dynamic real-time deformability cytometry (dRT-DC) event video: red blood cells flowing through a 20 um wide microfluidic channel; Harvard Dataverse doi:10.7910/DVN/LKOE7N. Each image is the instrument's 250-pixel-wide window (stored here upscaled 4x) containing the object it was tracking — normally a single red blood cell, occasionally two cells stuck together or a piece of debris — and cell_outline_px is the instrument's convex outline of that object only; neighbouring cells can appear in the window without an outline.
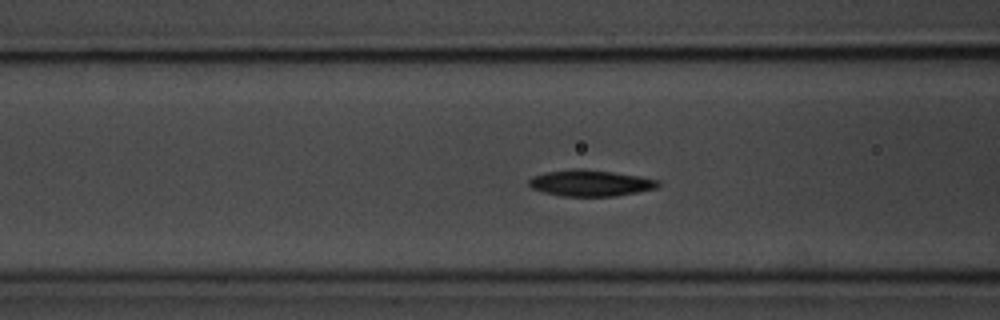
{"species": "common noctule bat (a hibernating species)", "species_latin": "Nyctalus noctula", "temperature_condition": "room temperature", "stored_images_in_passage": 51, "camera_frame_rate_fps": 3000, "um_per_image_px": 0.085, "animal": {"sex": "male", "body_mass_g": 20.1, "forearm_length_mm": 53.5}, "frame": {"image": 1, "passage_image": 21, "time_ms": 6.667, "image_size_px": [1000, 320], "cell_outline_px": [[660, 184], [656, 188], [616, 196], [560, 196], [544, 192], [532, 188], [528, 184], [528, 180], [532, 176], [544, 172], [572, 168], [584, 168], [640, 176], [660, 180]], "centroid_in_image_um": [50.16, 15.55], "position_along_channel_um": 116.4, "area_um2": 19.94}}
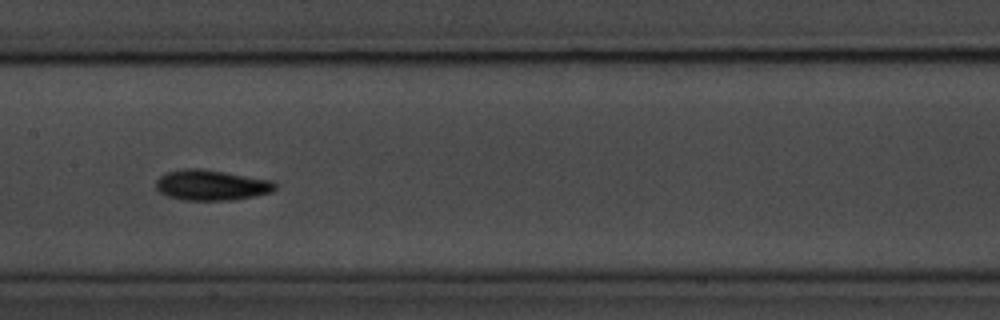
{"frame": {"image": 2, "passage_image": 27, "time_ms": 8.667, "image_size_px": [1000, 320], "cell_outline_px": [[276, 188], [272, 192], [256, 196], [232, 200], [184, 200], [168, 196], [160, 192], [156, 188], [156, 180], [164, 172], [184, 168], [200, 168], [272, 180], [276, 184]], "centroid_in_image_um": [17.96, 15.73], "position_along_channel_um": 189.4, "area_um2": 21.27}}
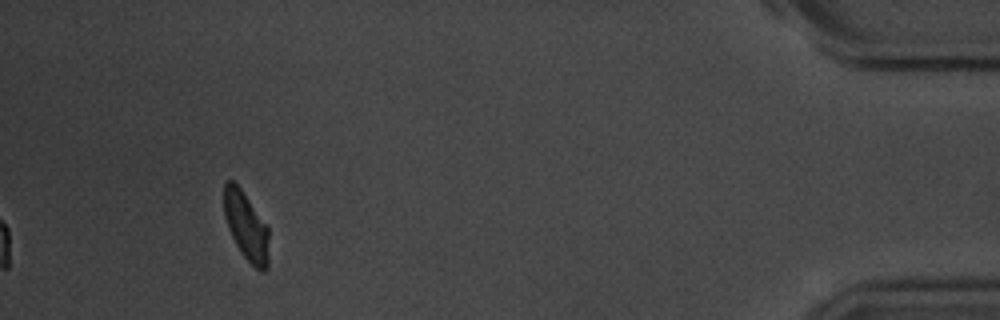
{"frame": {"image": 3, "passage_image": 51, "time_ms": 16.667, "image_size_px": [1000, 320], "cell_outline_px": [[268, 268], [264, 272], [260, 272], [244, 256], [236, 244], [228, 228], [224, 216], [224, 184], [228, 180], [232, 180], [240, 188], [268, 228]], "centroid_in_image_um": [20.92, 19.25], "position_along_channel_um": 414.3, "area_um2": 17.51}, "authors_computed_cell_mechanics": {"area_um2": 19.363, "velocity_mm_per_s": 3.6407, "shape_relaxation_time_tau1_ms": 3.2811, "shape_relaxation_time_tau2_ms": 11.2304, "deformation_change_tau1": 0.1185, "deformation_change_tau2": 0.1842}}